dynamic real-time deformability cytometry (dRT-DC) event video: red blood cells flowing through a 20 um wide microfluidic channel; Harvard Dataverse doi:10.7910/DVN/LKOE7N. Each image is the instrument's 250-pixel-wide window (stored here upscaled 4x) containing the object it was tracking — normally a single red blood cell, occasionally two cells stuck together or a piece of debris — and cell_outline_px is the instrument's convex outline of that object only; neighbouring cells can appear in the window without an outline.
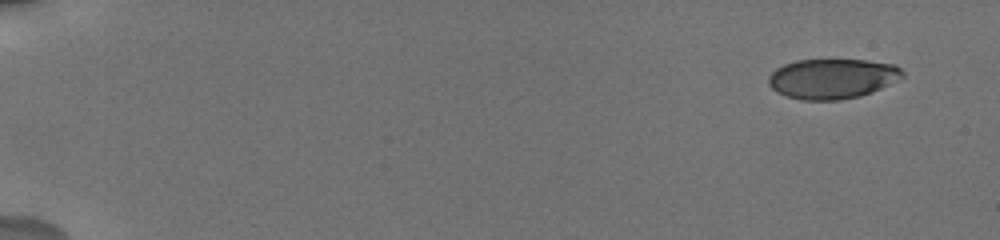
{"species": "human", "species_latin": "Homo sapiens", "temperature_condition": "cold", "stored_images_in_passage": 9, "camera_frame_rate_fps": 3000, "um_per_image_px": 0.085, "donor": {"sex": "male"}, "frame": {"image": 1, "passage_image": 1, "time_ms": 0.0, "image_size_px": [1000, 240], "cell_outline_px": [[904, 76], [900, 80], [872, 92], [860, 96], [840, 100], [800, 100], [784, 96], [776, 92], [768, 84], [768, 76], [776, 68], [784, 64], [796, 60], [864, 60], [892, 64], [900, 68], [904, 72]], "centroid_in_image_um": [70.73, 6.7], "position_along_channel_um": 14.3, "area_um2": 31.5}}
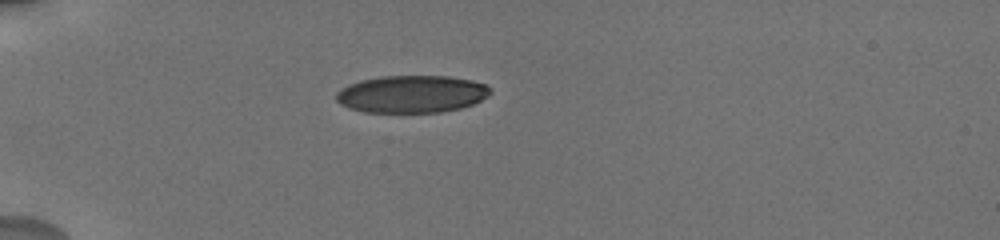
{"frame": {"image": 2, "passage_image": 6, "time_ms": 4.667, "image_size_px": [1000, 240], "cell_outline_px": [[492, 92], [488, 96], [472, 104], [460, 108], [440, 112], [364, 112], [348, 108], [340, 104], [336, 100], [336, 92], [340, 88], [348, 84], [360, 80], [380, 76], [448, 76], [472, 80], [488, 84]], "centroid_in_image_um": [34.98, 7.99], "position_along_channel_um": 50.0, "area_um2": 33.81}}
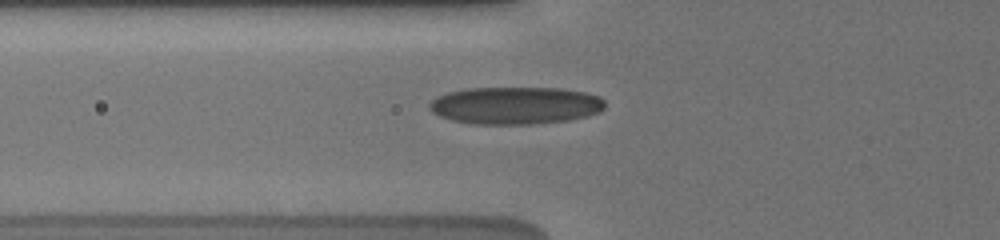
{"frame": {"image": 3, "passage_image": 8, "time_ms": 6.333, "image_size_px": [1000, 240], "cell_outline_px": [[604, 108], [600, 112], [588, 116], [568, 120], [528, 124], [476, 124], [452, 120], [440, 116], [432, 112], [428, 108], [428, 104], [436, 96], [448, 92], [468, 88], [560, 88], [584, 92], [600, 96], [604, 100]], "centroid_in_image_um": [43.8, 8.96], "position_along_channel_um": 82.0, "area_um2": 38.38}}